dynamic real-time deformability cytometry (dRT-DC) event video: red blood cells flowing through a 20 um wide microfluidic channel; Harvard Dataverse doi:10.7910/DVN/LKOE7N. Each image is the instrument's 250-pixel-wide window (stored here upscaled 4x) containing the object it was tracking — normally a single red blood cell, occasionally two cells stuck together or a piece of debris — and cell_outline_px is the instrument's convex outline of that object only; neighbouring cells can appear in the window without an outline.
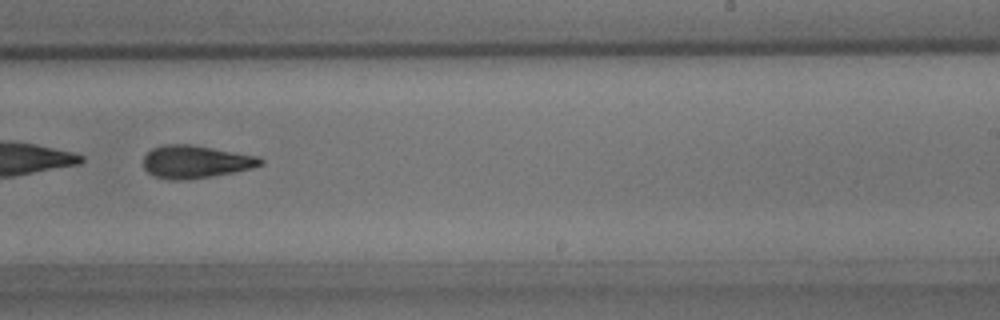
{"species": "common noctule bat (a hibernating species)", "species_latin": "Nyctalus noctula", "temperature_condition": "room temperature", "stored_images_in_passage": 54, "camera_frame_rate_fps": 3000, "um_per_image_px": 0.085, "animal": {"sex": "male", "body_mass_g": 15.6}, "frame": {"image": 1, "passage_image": 34, "time_ms": 11.0, "image_size_px": [1000, 320], "cell_outline_px": [[264, 164], [252, 168], [236, 172], [188, 180], [168, 180], [156, 176], [148, 172], [144, 168], [144, 156], [152, 148], [164, 144], [192, 144], [256, 156], [264, 160]], "centroid_in_image_um": [16.63, 13.75], "position_along_channel_um": 272.4, "area_um2": 22.43}, "authors_computed_cell_mechanics": {"area_um2": 23.8136, "velocity_mm_per_s": 3.6242, "shape_relaxation_time_tau1_ms": 5.8235, "shape_relaxation_time_tau2_ms": 4.9892, "deformation_change_tau1": 0.1761, "deformation_change_tau2": 0.1429}}